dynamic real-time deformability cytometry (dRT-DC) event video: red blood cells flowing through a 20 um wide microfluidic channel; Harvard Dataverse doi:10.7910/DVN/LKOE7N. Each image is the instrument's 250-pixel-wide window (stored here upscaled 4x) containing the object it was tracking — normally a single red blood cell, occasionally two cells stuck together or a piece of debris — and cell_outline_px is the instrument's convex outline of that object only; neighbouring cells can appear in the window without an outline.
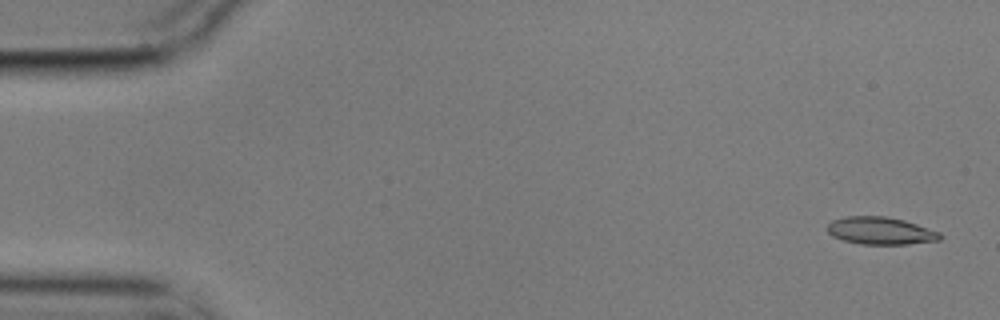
{"species": "common noctule bat (a hibernating species)", "species_latin": "Nyctalus noctula", "temperature_condition": "cold", "stored_images_in_passage": 56, "camera_frame_rate_fps": 3000, "um_per_image_px": 0.085, "animal": {"sex": "male", "body_mass_g": 17.9}, "frame": {"image": 1, "passage_image": 2, "time_ms": 0.333, "image_size_px": [1000, 320], "cell_outline_px": [[944, 236], [940, 240], [908, 244], [860, 244], [844, 240], [832, 236], [828, 232], [828, 224], [832, 220], [848, 216], [884, 216], [904, 220], [940, 232]], "centroid_in_image_um": [74.86, 19.62], "position_along_channel_um": 10.1, "area_um2": 17.98}}
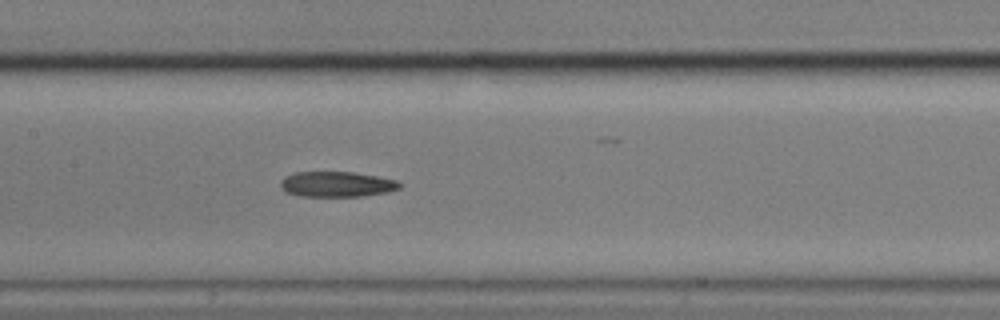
{"frame": {"image": 2, "passage_image": 27, "time_ms": 8.667, "image_size_px": [1000, 320], "cell_outline_px": [[400, 188], [388, 192], [364, 196], [300, 196], [284, 192], [280, 188], [280, 180], [284, 176], [296, 172], [352, 172], [376, 176], [396, 180], [400, 184]], "centroid_in_image_um": [28.57, 15.66], "position_along_channel_um": 178.8, "area_um2": 17.69}}
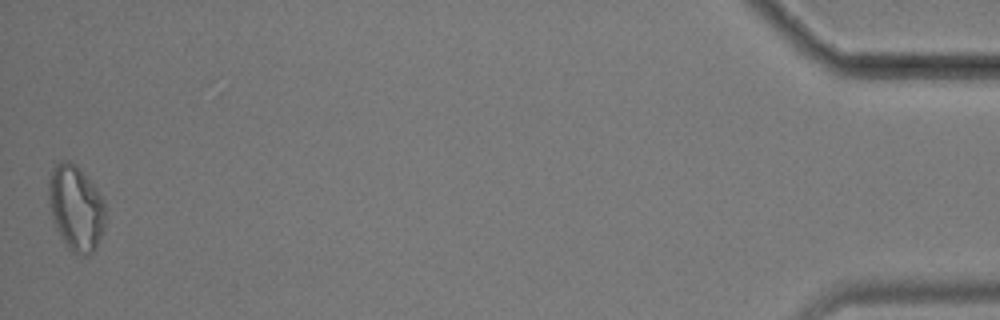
{"frame": {"image": 3, "passage_image": 56, "time_ms": 18.333, "image_size_px": [1000, 320], "cell_outline_px": [[104, 228], [92, 252], [84, 256], [72, 252], [68, 248], [56, 228], [52, 216], [48, 200], [48, 180], [52, 168], [60, 160], [68, 160], [76, 164], [104, 200]], "centroid_in_image_um": [6.41, 17.65], "position_along_channel_um": 428.8, "area_um2": 27.86}, "authors_computed_cell_mechanics": {"area_um2": 18.496, "velocity_mm_per_s": 3.5309, "shape_relaxation_time_tau1_ms": null, "shape_relaxation_time_tau2_ms": 5.7673, "deformation_change_tau1": null, "deformation_change_tau2": 0.1543}}